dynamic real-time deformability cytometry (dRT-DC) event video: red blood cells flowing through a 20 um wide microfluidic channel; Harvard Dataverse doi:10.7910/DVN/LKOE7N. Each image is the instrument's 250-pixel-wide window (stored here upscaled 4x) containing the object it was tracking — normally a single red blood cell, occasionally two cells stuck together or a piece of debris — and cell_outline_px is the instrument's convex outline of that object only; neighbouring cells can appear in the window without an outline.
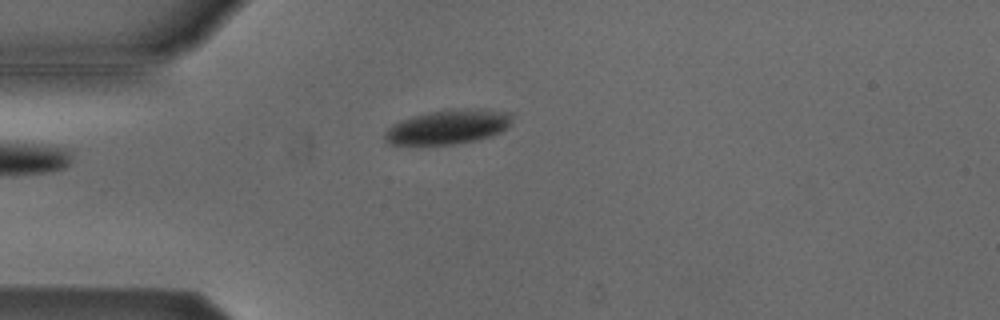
{"species": "Egyptian fruit bat (a non-hibernating species)", "species_latin": "Rousettus aegyptiacus", "temperature_condition": "cold", "stored_images_in_passage": 4, "camera_frame_rate_fps": 3000, "um_per_image_px": 0.085, "animal": {"sex": "male"}, "frame": {"image": 1, "passage_image": 4, "time_ms": 1.0, "image_size_px": [1000, 320], "cell_outline_px": [[512, 124], [500, 132], [476, 140], [452, 144], [388, 144], [384, 140], [384, 132], [392, 124], [400, 120], [412, 116], [428, 112], [448, 108], [484, 108], [512, 112]], "centroid_in_image_um": [38.11, 10.75], "position_along_channel_um": 46.9, "area_um2": 25.89}}